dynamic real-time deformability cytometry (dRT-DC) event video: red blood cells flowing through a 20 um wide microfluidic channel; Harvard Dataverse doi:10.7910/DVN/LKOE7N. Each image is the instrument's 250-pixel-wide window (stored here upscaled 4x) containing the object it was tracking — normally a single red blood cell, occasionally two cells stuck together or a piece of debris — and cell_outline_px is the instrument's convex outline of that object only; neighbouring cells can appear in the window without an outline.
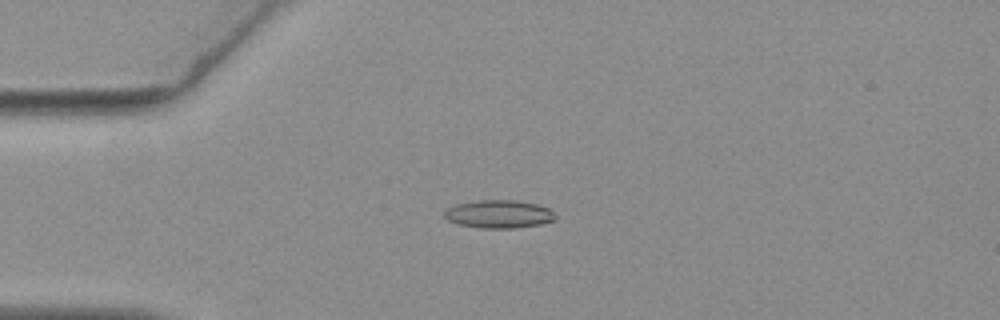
{"species": "common noctule bat (a hibernating species)", "species_latin": "Nyctalus noctula", "temperature_condition": "warm", "stored_images_in_passage": 44, "camera_frame_rate_fps": 3000, "um_per_image_px": 0.085, "animal": {"sex": "female", "body_mass_g": 19.3, "forearm_length_mm": 54.1}, "frame": {"image": 1, "passage_image": 3, "time_ms": 0.667, "image_size_px": [1000, 320], "cell_outline_px": [[556, 220], [540, 224], [512, 228], [484, 228], [460, 224], [448, 220], [444, 216], [444, 212], [448, 208], [456, 204], [476, 200], [516, 200], [536, 204], [548, 208], [556, 216]], "centroid_in_image_um": [42.41, 18.19], "position_along_channel_um": 42.6, "area_um2": 17.98}}
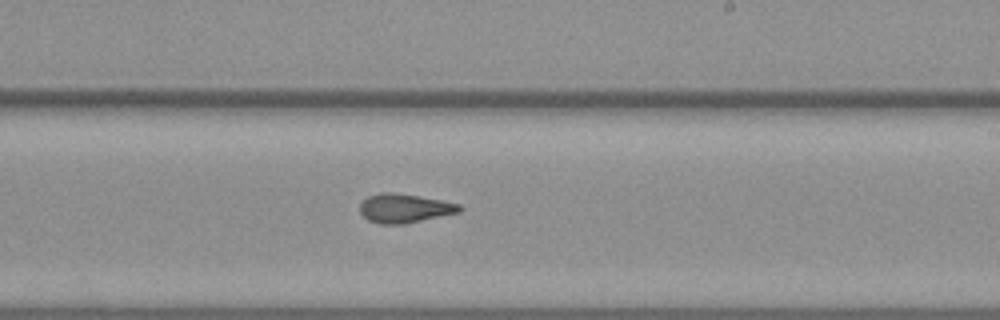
{"frame": {"image": 2, "passage_image": 22, "time_ms": 7.0, "image_size_px": [1000, 320], "cell_outline_px": [[464, 208], [460, 212], [404, 224], [380, 224], [368, 220], [360, 212], [360, 204], [368, 196], [380, 192], [392, 192], [420, 196], [460, 204]], "centroid_in_image_um": [34.39, 17.7], "position_along_channel_um": 254.6, "area_um2": 16.82}}
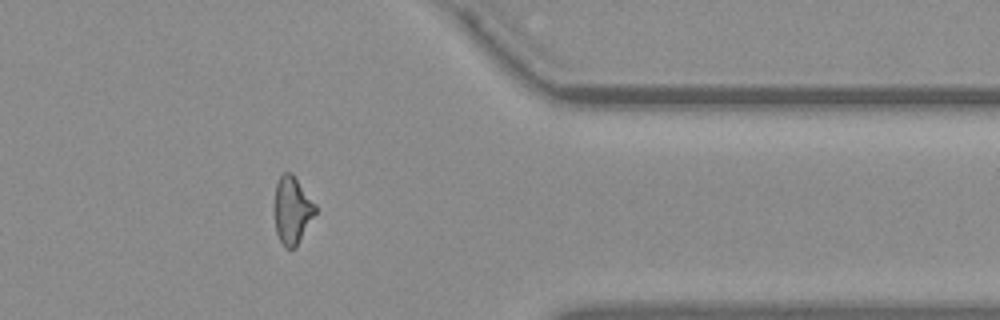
{"frame": {"image": 3, "passage_image": 34, "time_ms": 11.0, "image_size_px": [1000, 320], "cell_outline_px": [[316, 212], [296, 248], [284, 248], [276, 232], [276, 184], [280, 176], [284, 172], [292, 172], [316, 204]], "centroid_in_image_um": [24.87, 17.87], "position_along_channel_um": 386.5, "area_um2": 15.84}, "authors_computed_cell_mechanics": {"area_um2": 16.7909, "velocity_mm_per_s": 3.7156, "shape_relaxation_time_tau1_ms": null, "shape_relaxation_time_tau2_ms": 2.4813, "deformation_change_tau1": null, "deformation_change_tau2": 0.1051}}